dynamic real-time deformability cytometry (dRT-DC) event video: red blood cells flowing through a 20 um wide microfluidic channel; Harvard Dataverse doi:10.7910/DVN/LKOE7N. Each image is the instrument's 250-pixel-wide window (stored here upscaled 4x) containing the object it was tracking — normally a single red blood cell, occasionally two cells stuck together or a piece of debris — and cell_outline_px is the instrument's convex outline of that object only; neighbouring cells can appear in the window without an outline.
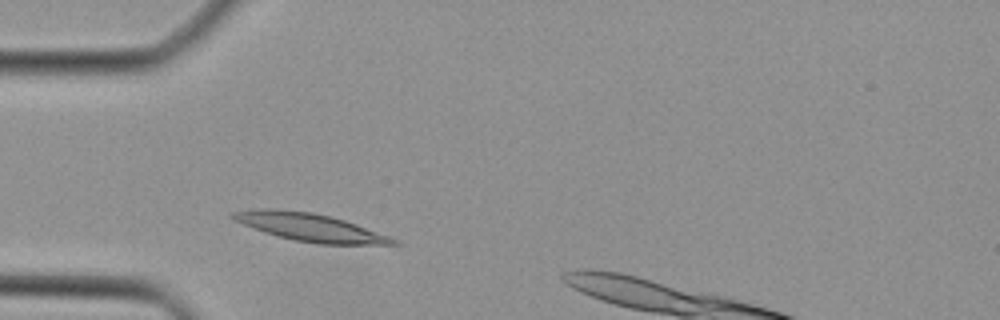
{"species": "Egyptian fruit bat (a non-hibernating species)", "species_latin": "Rousettus aegyptiacus", "temperature_condition": "cold", "stored_images_in_passage": 35, "camera_frame_rate_fps": 3000, "um_per_image_px": 0.085, "animal": {"sex": "female"}, "frame": {"image": 1, "passage_image": 2, "time_ms": 0.333, "image_size_px": [1000, 320], "cell_outline_px": [[400, 244], [320, 244], [292, 240], [264, 232], [232, 220], [228, 216], [232, 212], [264, 208], [268, 208], [312, 212], [344, 220], [356, 224], [388, 236], [396, 240]], "centroid_in_image_um": [26.28, 19.31], "position_along_channel_um": 58.7, "area_um2": 25.66}}
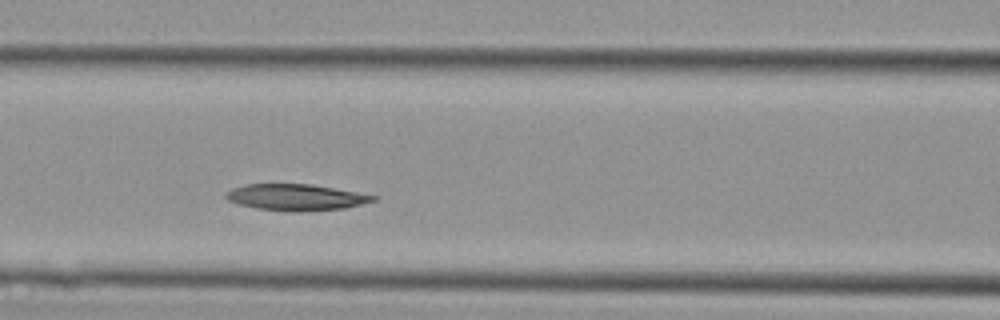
{"frame": {"image": 2, "passage_image": 8, "time_ms": 2.333, "image_size_px": [1000, 320], "cell_outline_px": [[380, 196], [376, 200], [344, 208], [300, 212], [296, 212], [256, 208], [240, 204], [228, 200], [224, 196], [232, 188], [244, 184], [308, 184]], "centroid_in_image_um": [25.15, 16.77], "position_along_channel_um": 141.4, "area_um2": 22.37}}
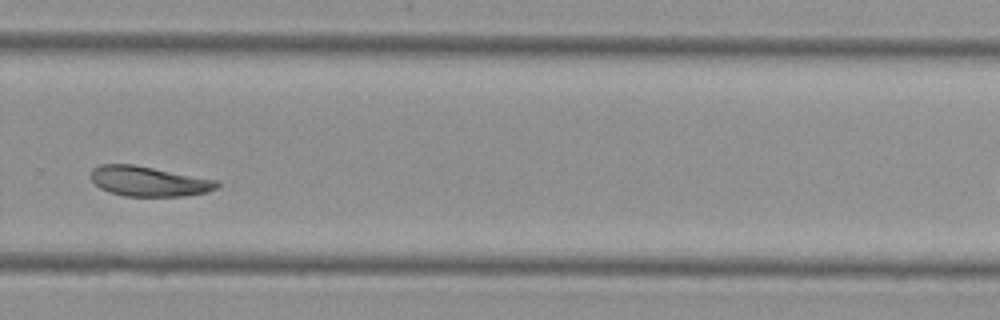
{"frame": {"image": 3, "passage_image": 20, "time_ms": 6.333, "image_size_px": [1000, 320], "cell_outline_px": [[220, 188], [208, 192], [184, 196], [124, 196], [108, 192], [100, 188], [92, 180], [92, 168], [100, 164], [132, 164], [220, 180]], "centroid_in_image_um": [12.71, 15.41], "position_along_channel_um": 317.1, "area_um2": 22.25}}